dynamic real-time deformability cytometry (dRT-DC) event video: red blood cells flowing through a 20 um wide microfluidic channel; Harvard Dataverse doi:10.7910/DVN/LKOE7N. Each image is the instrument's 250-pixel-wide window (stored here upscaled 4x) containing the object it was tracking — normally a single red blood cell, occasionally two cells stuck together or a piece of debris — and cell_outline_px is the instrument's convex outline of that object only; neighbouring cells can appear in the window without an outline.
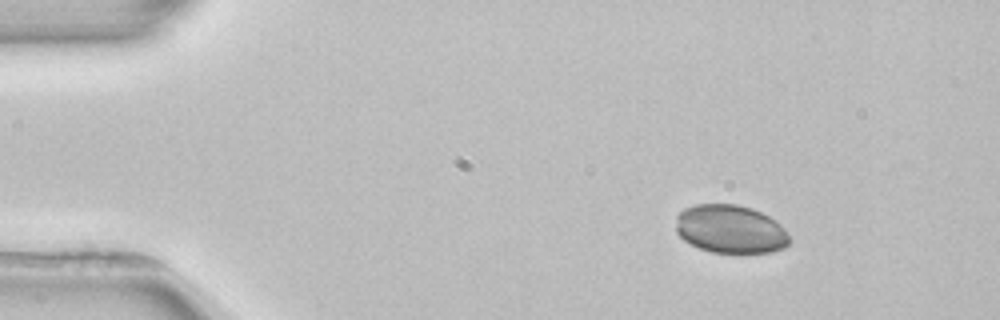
{"species": "common noctule bat (a hibernating species)", "species_latin": "Nyctalus noctula", "temperature_condition": "room temperature", "stored_images_in_passage": 3, "camera_frame_rate_fps": 3000, "um_per_image_px": 0.085, "animal": {"sex": "female", "body_mass_g": 22.7, "forearm_length_mm": 54.2}, "frame": {"image": 1, "passage_image": 1, "time_ms": 0.0, "image_size_px": [1000, 320], "cell_outline_px": [[792, 240], [784, 248], [772, 252], [712, 252], [700, 248], [684, 240], [676, 232], [676, 216], [684, 208], [696, 204], [736, 204], [752, 208], [776, 220], [784, 228]], "centroid_in_image_um": [62.1, 19.46], "position_along_channel_um": 22.9, "area_um2": 32.08}}